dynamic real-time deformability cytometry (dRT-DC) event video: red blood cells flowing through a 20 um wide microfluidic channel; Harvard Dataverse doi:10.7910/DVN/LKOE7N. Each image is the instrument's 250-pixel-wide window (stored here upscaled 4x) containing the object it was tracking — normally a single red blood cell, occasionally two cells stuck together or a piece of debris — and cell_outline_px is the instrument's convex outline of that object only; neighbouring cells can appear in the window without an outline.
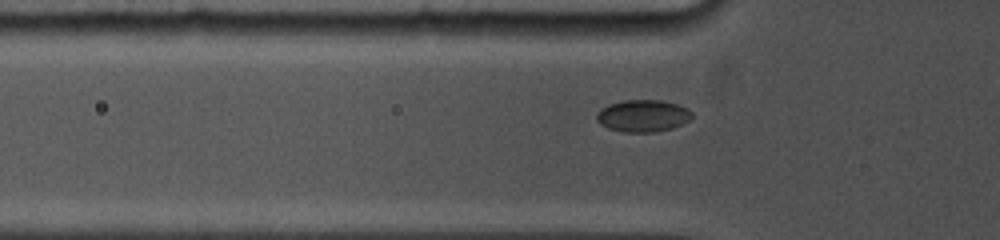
{"species": "common noctule bat (a hibernating species)", "species_latin": "Nyctalus noctula", "temperature_condition": "cold", "stored_images_in_passage": 46, "camera_frame_rate_fps": 5000, "um_per_image_px": 0.085, "animal": {"sex": "female", "body_mass_g": 19.0, "forearm_length_mm": 53.3}, "frame": {"image": 1, "passage_image": 6, "time_ms": 1.4, "image_size_px": [1000, 240], "cell_outline_px": [[692, 116], [688, 120], [672, 128], [652, 132], [624, 132], [608, 128], [600, 124], [596, 120], [596, 112], [600, 108], [608, 104], [624, 100], [660, 100], [676, 104], [688, 108], [692, 112]], "centroid_in_image_um": [54.6, 9.83], "position_along_channel_um": 71.2, "area_um2": 17.8}}
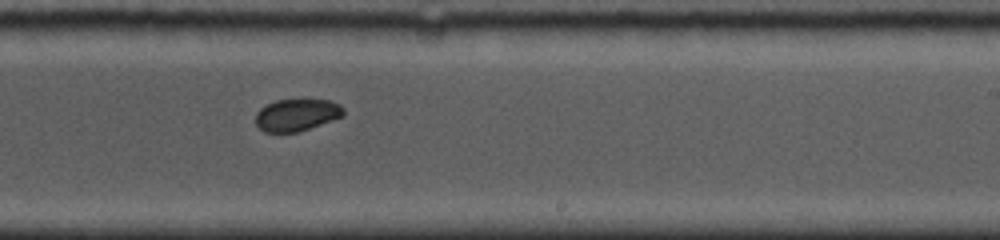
{"frame": {"image": 2, "passage_image": 24, "time_ms": 6.4, "image_size_px": [1000, 240], "cell_outline_px": [[344, 116], [296, 132], [264, 132], [256, 124], [256, 112], [260, 108], [276, 100], [300, 96], [332, 100], [340, 104], [344, 108]], "centroid_in_image_um": [25.25, 9.69], "position_along_channel_um": 263.7, "area_um2": 17.11}}
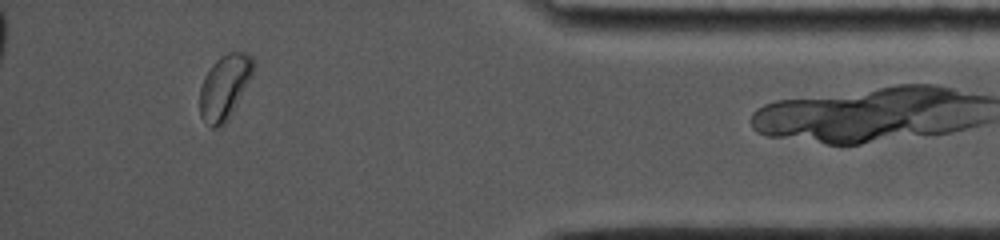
{"frame": {"image": 3, "passage_image": 41, "time_ms": 11.0, "image_size_px": [1000, 240], "cell_outline_px": [[256, 64], [252, 76], [228, 120], [224, 124], [216, 128], [212, 128], [200, 116], [200, 84], [204, 76], [212, 64], [220, 56], [228, 52], [244, 52], [252, 56]], "centroid_in_image_um": [19.1, 7.37], "position_along_channel_um": 416.1, "area_um2": 20.29}, "authors_computed_cell_mechanics": {"area_um2": 17.629, "velocity_mm_per_s": 3.8522, "shape_relaxation_time_tau1_ms": null, "shape_relaxation_time_tau2_ms": 5.8098, "deformation_change_tau1": null, "deformation_change_tau2": 0.0438}}